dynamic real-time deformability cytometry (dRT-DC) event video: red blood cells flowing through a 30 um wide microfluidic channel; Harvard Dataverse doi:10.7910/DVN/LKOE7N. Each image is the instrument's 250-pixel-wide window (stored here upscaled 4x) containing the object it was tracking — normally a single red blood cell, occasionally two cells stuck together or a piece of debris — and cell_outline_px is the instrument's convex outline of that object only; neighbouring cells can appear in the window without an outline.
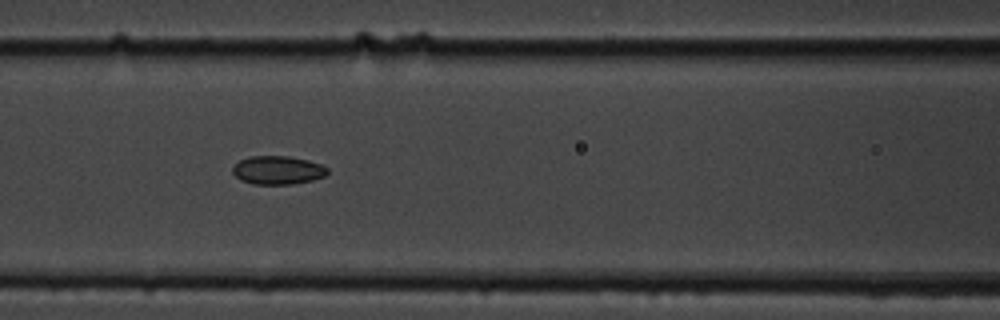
{"species": "common noctule bat (a hibernating species)", "species_latin": "Nyctalus noctula", "temperature_condition": "cold", "stored_images_in_passage": 15, "camera_frame_rate_fps": 3000, "um_per_image_px": 0.085, "animal": {"sex": "male", "body_mass_g": 19.5, "forearm_length_mm": 54.6}, "frame": {"image": 1, "passage_image": 7, "time_ms": 7.667, "image_size_px": [1000, 320], "cell_outline_px": [[328, 172], [324, 176], [312, 180], [292, 184], [252, 184], [240, 180], [232, 172], [232, 168], [240, 160], [248, 156], [288, 156], [308, 160], [320, 164], [328, 168]], "centroid_in_image_um": [23.59, 14.46], "position_along_channel_um": 143.0, "area_um2": 15.72}}
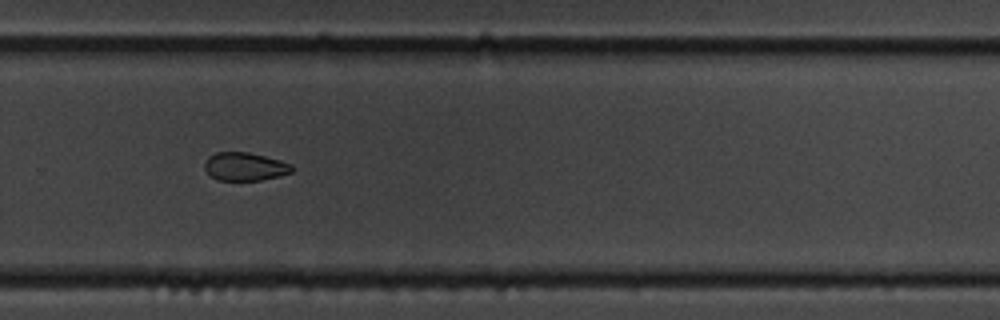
{"frame": {"image": 2, "passage_image": 11, "time_ms": 12.333, "image_size_px": [1000, 320], "cell_outline_px": [[292, 172], [280, 176], [260, 180], [216, 180], [204, 168], [204, 164], [208, 156], [216, 152], [248, 152], [280, 160], [292, 164]], "centroid_in_image_um": [20.81, 14.15], "position_along_channel_um": 309.0, "area_um2": 14.33}}
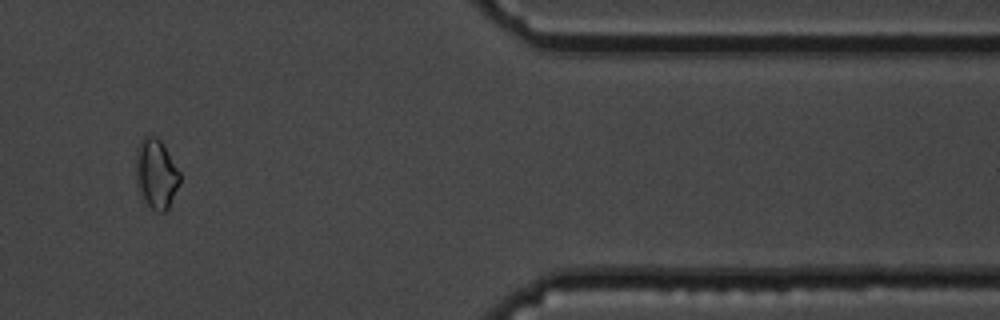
{"frame": {"image": 3, "passage_image": 13, "time_ms": 15.667, "image_size_px": [1000, 320], "cell_outline_px": [[180, 184], [168, 208], [164, 212], [156, 212], [144, 200], [136, 180], [136, 156], [140, 140], [144, 136], [156, 136], [160, 140], [180, 172]], "centroid_in_image_um": [13.28, 14.78], "position_along_channel_um": 398.1, "area_um2": 17.57}, "authors_computed_cell_mechanics": {"area_um2": 16.4152, "velocity_mm_per_s": 3.5794, "shape_relaxation_time_tau1_ms": 4.0277, "shape_relaxation_time_tau2_ms": 2.4649, "deformation_change_tau1": 0.05, "deformation_change_tau2": 0.0591}}